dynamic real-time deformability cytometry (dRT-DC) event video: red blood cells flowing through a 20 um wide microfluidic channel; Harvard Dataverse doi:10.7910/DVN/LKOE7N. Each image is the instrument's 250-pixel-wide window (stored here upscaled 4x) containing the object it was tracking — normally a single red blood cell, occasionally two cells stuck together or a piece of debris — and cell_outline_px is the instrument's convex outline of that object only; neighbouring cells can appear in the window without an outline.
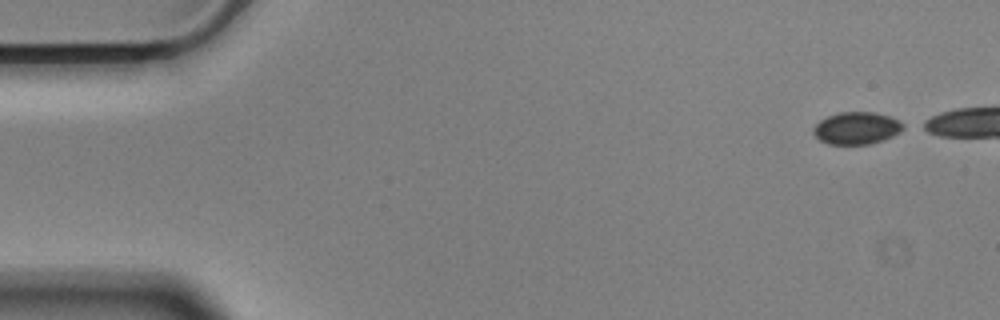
{"species": "Egyptian fruit bat (a non-hibernating species)", "species_latin": "Rousettus aegyptiacus", "temperature_condition": "cold", "stored_images_in_passage": 14, "camera_frame_rate_fps": 3000, "um_per_image_px": 0.085, "animal": {"sex": "male"}, "frame": {"image": 1, "passage_image": 1, "time_ms": 0.0, "image_size_px": [1000, 320], "cell_outline_px": [[908, 128], [892, 136], [868, 144], [828, 144], [820, 140], [812, 132], [812, 128], [820, 120], [828, 116], [840, 112], [872, 112], [888, 116], [900, 120], [908, 124]], "centroid_in_image_um": [72.86, 10.88], "position_along_channel_um": 12.1, "area_um2": 16.99}}